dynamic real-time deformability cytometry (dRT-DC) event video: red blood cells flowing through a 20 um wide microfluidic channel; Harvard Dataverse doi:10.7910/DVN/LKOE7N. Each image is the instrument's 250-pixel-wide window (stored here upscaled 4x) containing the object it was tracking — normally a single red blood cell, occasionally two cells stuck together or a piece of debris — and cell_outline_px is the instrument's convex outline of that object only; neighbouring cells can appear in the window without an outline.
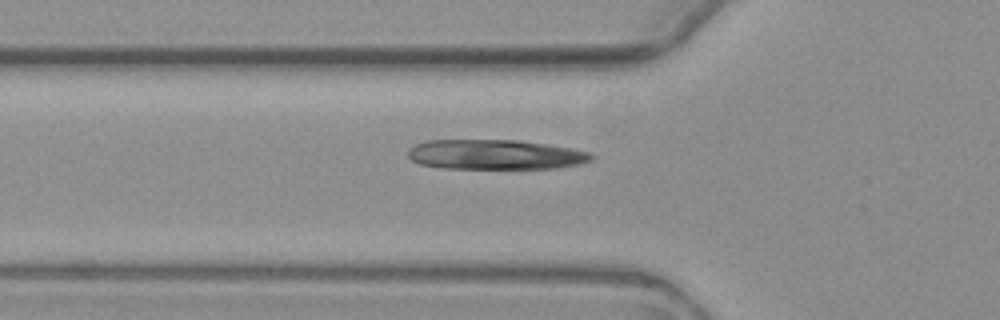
{"species": "common noctule bat (a hibernating species)", "species_latin": "Nyctalus noctula", "temperature_condition": "warm", "stored_images_in_passage": 4, "camera_frame_rate_fps": 3000, "um_per_image_px": 0.085, "animal": {"sex": "female", "body_mass_g": 19.3, "forearm_length_mm": 54.1}, "frame": {"image": 1, "passage_image": 4, "time_ms": 4.667, "image_size_px": [1000, 320], "cell_outline_px": [[596, 156], [592, 160], [580, 164], [560, 168], [444, 168], [420, 164], [412, 160], [408, 156], [408, 152], [416, 144], [428, 140], [520, 140], [568, 148], [588, 152]], "centroid_in_image_um": [42.12, 13.14], "position_along_channel_um": 83.7, "area_um2": 31.67}}